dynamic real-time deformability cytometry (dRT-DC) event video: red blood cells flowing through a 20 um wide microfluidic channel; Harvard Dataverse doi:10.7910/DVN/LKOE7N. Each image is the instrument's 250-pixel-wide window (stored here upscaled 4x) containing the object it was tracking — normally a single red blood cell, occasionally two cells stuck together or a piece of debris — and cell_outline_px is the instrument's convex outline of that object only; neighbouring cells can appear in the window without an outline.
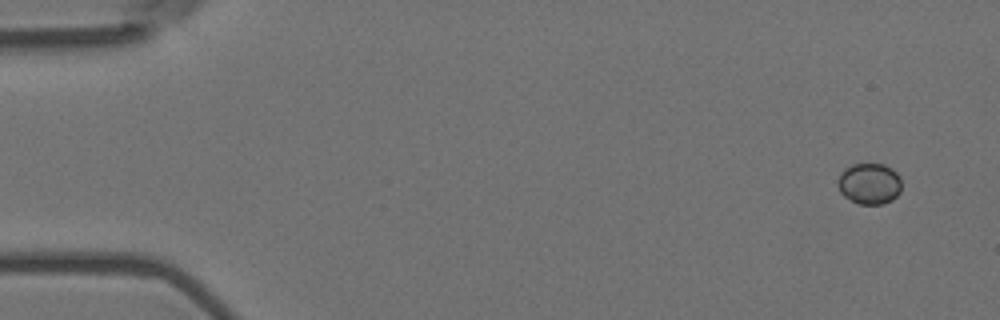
{"species": "Egyptian fruit bat (a non-hibernating species)", "species_latin": "Rousettus aegyptiacus", "temperature_condition": "room temperature", "stored_images_in_passage": 5, "camera_frame_rate_fps": 3000, "um_per_image_px": 0.085, "animal": {"sex": "female"}, "frame": {"image": 1, "passage_image": 1, "time_ms": 0.0, "image_size_px": [1000, 320], "cell_outline_px": [[900, 192], [892, 200], [884, 204], [860, 204], [844, 196], [840, 192], [836, 184], [836, 180], [840, 172], [844, 168], [852, 164], [884, 164], [892, 168], [900, 176]], "centroid_in_image_um": [73.87, 15.6], "position_along_channel_um": 11.1, "area_um2": 15.49}}
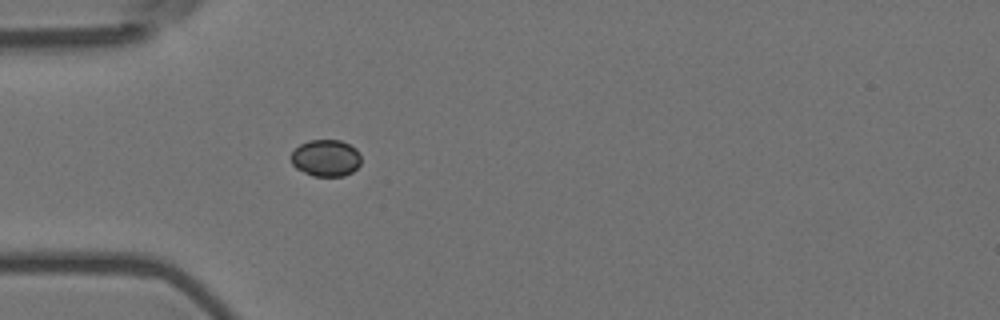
{"frame": {"image": 2, "passage_image": 5, "time_ms": 1.333, "image_size_px": [1000, 320], "cell_outline_px": [[360, 164], [352, 172], [344, 176], [312, 176], [296, 168], [292, 164], [292, 152], [300, 144], [308, 140], [340, 140], [356, 148], [360, 156]], "centroid_in_image_um": [27.7, 13.43], "position_along_channel_um": 57.3, "area_um2": 14.97}}